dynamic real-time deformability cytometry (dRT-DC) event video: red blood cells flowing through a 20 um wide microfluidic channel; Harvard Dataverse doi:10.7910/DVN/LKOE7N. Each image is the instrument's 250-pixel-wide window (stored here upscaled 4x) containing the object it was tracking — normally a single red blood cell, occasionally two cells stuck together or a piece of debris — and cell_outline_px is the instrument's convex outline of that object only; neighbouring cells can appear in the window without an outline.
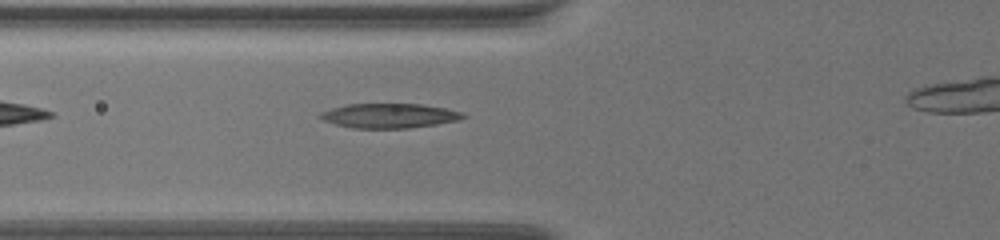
{"species": "common noctule bat (a hibernating species)", "species_latin": "Nyctalus noctula", "temperature_condition": "warm", "stored_images_in_passage": 38, "camera_frame_rate_fps": 3000, "um_per_image_px": 0.085, "animal": {"sex": "female", "body_mass_g": 19.5, "forearm_length_mm": 54.1}, "frame": {"image": 1, "passage_image": 3, "time_ms": 0.667, "image_size_px": [1000, 240], "cell_outline_px": [[468, 116], [456, 120], [436, 124], [408, 128], [352, 128], [336, 124], [324, 120], [320, 116], [320, 112], [332, 108], [348, 104], [420, 104], [444, 108], [460, 112]], "centroid_in_image_um": [33.07, 9.83], "position_along_channel_um": 92.7, "area_um2": 20.11}}
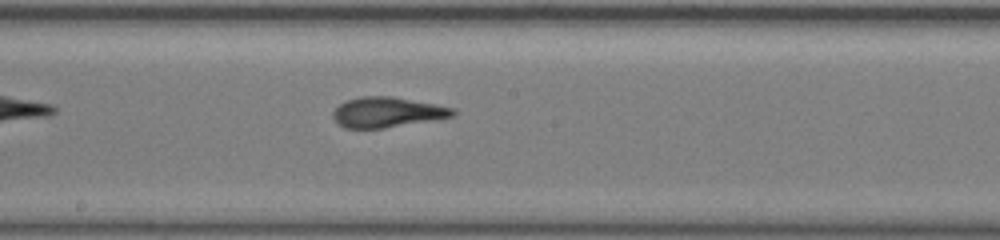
{"frame": {"image": 2, "passage_image": 15, "time_ms": 4.667, "image_size_px": [1000, 240], "cell_outline_px": [[456, 112], [452, 116], [384, 128], [344, 128], [332, 116], [332, 112], [340, 104], [348, 100], [360, 96], [392, 96], [456, 108]], "centroid_in_image_um": [32.89, 9.53], "position_along_channel_um": 215.3, "area_um2": 20.81}}
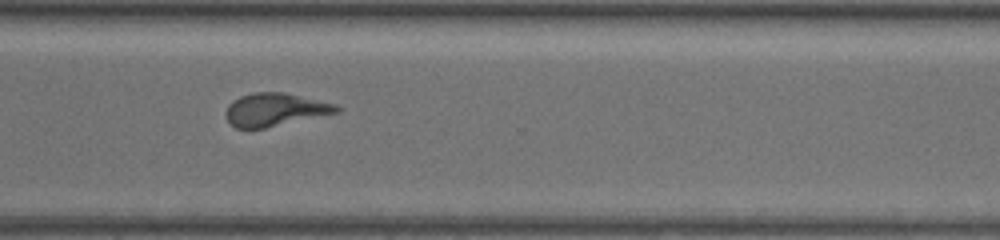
{"frame": {"image": 3, "passage_image": 28, "time_ms": 9.0, "image_size_px": [1000, 240], "cell_outline_px": [[340, 112], [264, 128], [236, 128], [228, 120], [224, 112], [228, 104], [232, 100], [240, 96], [252, 92], [284, 92], [336, 104], [340, 108]], "centroid_in_image_um": [23.36, 9.31], "position_along_channel_um": 347.2, "area_um2": 21.27}}